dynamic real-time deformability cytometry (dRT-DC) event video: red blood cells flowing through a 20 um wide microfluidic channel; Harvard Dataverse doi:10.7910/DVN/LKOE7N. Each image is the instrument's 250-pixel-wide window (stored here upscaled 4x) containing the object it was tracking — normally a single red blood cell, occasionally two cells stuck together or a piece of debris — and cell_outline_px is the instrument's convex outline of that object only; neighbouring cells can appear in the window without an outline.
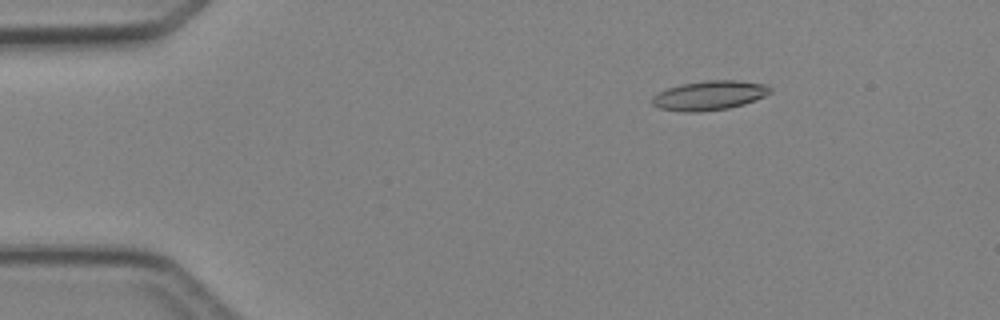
{"species": "Egyptian fruit bat (a non-hibernating species)", "species_latin": "Rousettus aegyptiacus", "temperature_condition": "cold", "stored_images_in_passage": 5, "camera_frame_rate_fps": 3000, "um_per_image_px": 0.085, "animal": {"sex": "female"}, "frame": {"image": 1, "passage_image": 3, "time_ms": 2.333, "image_size_px": [1000, 320], "cell_outline_px": [[772, 92], [764, 96], [744, 104], [728, 108], [696, 112], [684, 112], [660, 108], [652, 104], [652, 96], [668, 88], [680, 84], [704, 80], [736, 80], [764, 84], [772, 88]], "centroid_in_image_um": [60.3, 8.1], "position_along_channel_um": 24.7, "area_um2": 20.11}}